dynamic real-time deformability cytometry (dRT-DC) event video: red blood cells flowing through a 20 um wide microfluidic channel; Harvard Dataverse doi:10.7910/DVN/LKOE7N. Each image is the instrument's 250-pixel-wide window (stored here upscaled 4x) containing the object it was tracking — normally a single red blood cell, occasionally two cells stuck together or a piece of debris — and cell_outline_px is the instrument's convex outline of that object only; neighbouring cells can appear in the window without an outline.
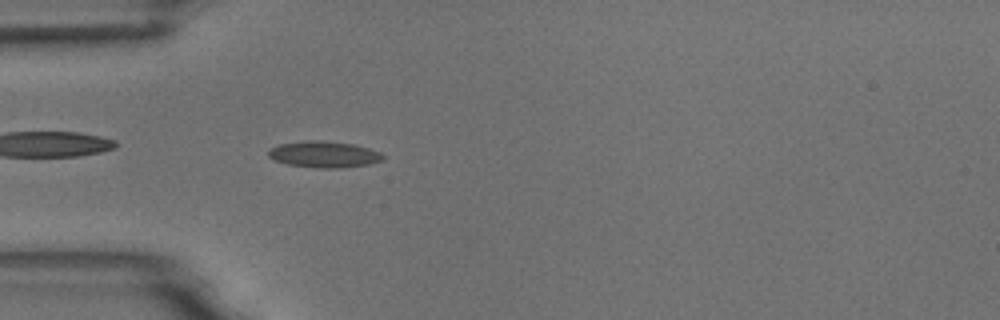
{"species": "common noctule bat (a hibernating species)", "species_latin": "Nyctalus noctula", "temperature_condition": "room temperature", "stored_images_in_passage": 6, "camera_frame_rate_fps": 3000, "um_per_image_px": 0.085, "animal": {"sex": "male", "body_mass_g": 18.8}, "frame": {"image": 1, "passage_image": 6, "time_ms": 6.0, "image_size_px": [1000, 320], "cell_outline_px": [[384, 160], [368, 164], [340, 168], [324, 168], [288, 164], [276, 160], [268, 156], [268, 148], [276, 144], [304, 140], [320, 140], [352, 144], [368, 148], [380, 152], [384, 156]], "centroid_in_image_um": [27.51, 13.1], "position_along_channel_um": 57.5, "area_um2": 17.57}}